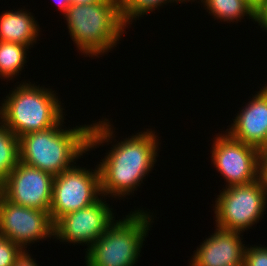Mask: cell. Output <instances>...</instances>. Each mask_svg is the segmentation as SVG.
<instances>
[{
    "instance_id": "obj_1",
    "label": "cell",
    "mask_w": 267,
    "mask_h": 266,
    "mask_svg": "<svg viewBox=\"0 0 267 266\" xmlns=\"http://www.w3.org/2000/svg\"><path fill=\"white\" fill-rule=\"evenodd\" d=\"M64 119L48 129L20 136L19 161L56 176L72 168L86 152L117 141L116 129L106 117L73 129L63 125Z\"/></svg>"
},
{
    "instance_id": "obj_2",
    "label": "cell",
    "mask_w": 267,
    "mask_h": 266,
    "mask_svg": "<svg viewBox=\"0 0 267 266\" xmlns=\"http://www.w3.org/2000/svg\"><path fill=\"white\" fill-rule=\"evenodd\" d=\"M155 133L154 129L146 128L116 144L113 142L111 150L97 164L102 196L120 200L138 190L159 156L161 143Z\"/></svg>"
},
{
    "instance_id": "obj_3",
    "label": "cell",
    "mask_w": 267,
    "mask_h": 266,
    "mask_svg": "<svg viewBox=\"0 0 267 266\" xmlns=\"http://www.w3.org/2000/svg\"><path fill=\"white\" fill-rule=\"evenodd\" d=\"M72 41L84 57L100 58L117 47L128 26L118 0L71 4L63 15ZM115 46V47H114Z\"/></svg>"
},
{
    "instance_id": "obj_4",
    "label": "cell",
    "mask_w": 267,
    "mask_h": 266,
    "mask_svg": "<svg viewBox=\"0 0 267 266\" xmlns=\"http://www.w3.org/2000/svg\"><path fill=\"white\" fill-rule=\"evenodd\" d=\"M18 83L0 103V121L18 138L53 127L65 118V109L54 90L31 84L30 80Z\"/></svg>"
},
{
    "instance_id": "obj_5",
    "label": "cell",
    "mask_w": 267,
    "mask_h": 266,
    "mask_svg": "<svg viewBox=\"0 0 267 266\" xmlns=\"http://www.w3.org/2000/svg\"><path fill=\"white\" fill-rule=\"evenodd\" d=\"M136 209L115 220L86 251V266L137 265L143 242L154 223V215L150 210Z\"/></svg>"
},
{
    "instance_id": "obj_6",
    "label": "cell",
    "mask_w": 267,
    "mask_h": 266,
    "mask_svg": "<svg viewBox=\"0 0 267 266\" xmlns=\"http://www.w3.org/2000/svg\"><path fill=\"white\" fill-rule=\"evenodd\" d=\"M222 190L213 205L215 227L244 233L266 214L267 191L262 176L251 183Z\"/></svg>"
},
{
    "instance_id": "obj_7",
    "label": "cell",
    "mask_w": 267,
    "mask_h": 266,
    "mask_svg": "<svg viewBox=\"0 0 267 266\" xmlns=\"http://www.w3.org/2000/svg\"><path fill=\"white\" fill-rule=\"evenodd\" d=\"M101 197L98 165L94 170L74 165L53 178L51 220L54 223L61 216L88 207Z\"/></svg>"
},
{
    "instance_id": "obj_8",
    "label": "cell",
    "mask_w": 267,
    "mask_h": 266,
    "mask_svg": "<svg viewBox=\"0 0 267 266\" xmlns=\"http://www.w3.org/2000/svg\"><path fill=\"white\" fill-rule=\"evenodd\" d=\"M210 149L211 164L223 177L225 187L248 184L261 177L263 153L259 149L233 139L224 131L216 134Z\"/></svg>"
},
{
    "instance_id": "obj_9",
    "label": "cell",
    "mask_w": 267,
    "mask_h": 266,
    "mask_svg": "<svg viewBox=\"0 0 267 266\" xmlns=\"http://www.w3.org/2000/svg\"><path fill=\"white\" fill-rule=\"evenodd\" d=\"M106 199L103 196L88 207L58 218L53 226V239L73 245L87 244L85 250L88 251L115 221L113 209L110 208L112 206Z\"/></svg>"
},
{
    "instance_id": "obj_10",
    "label": "cell",
    "mask_w": 267,
    "mask_h": 266,
    "mask_svg": "<svg viewBox=\"0 0 267 266\" xmlns=\"http://www.w3.org/2000/svg\"><path fill=\"white\" fill-rule=\"evenodd\" d=\"M53 226L49 211L17 205L0 194V236L22 250H27L30 244L51 239Z\"/></svg>"
},
{
    "instance_id": "obj_11",
    "label": "cell",
    "mask_w": 267,
    "mask_h": 266,
    "mask_svg": "<svg viewBox=\"0 0 267 266\" xmlns=\"http://www.w3.org/2000/svg\"><path fill=\"white\" fill-rule=\"evenodd\" d=\"M53 178L52 174L19 161L1 184V194L17 205L49 211Z\"/></svg>"
},
{
    "instance_id": "obj_12",
    "label": "cell",
    "mask_w": 267,
    "mask_h": 266,
    "mask_svg": "<svg viewBox=\"0 0 267 266\" xmlns=\"http://www.w3.org/2000/svg\"><path fill=\"white\" fill-rule=\"evenodd\" d=\"M248 100L225 132L263 153L267 149V83Z\"/></svg>"
},
{
    "instance_id": "obj_13",
    "label": "cell",
    "mask_w": 267,
    "mask_h": 266,
    "mask_svg": "<svg viewBox=\"0 0 267 266\" xmlns=\"http://www.w3.org/2000/svg\"><path fill=\"white\" fill-rule=\"evenodd\" d=\"M215 228L214 233L194 251L189 266H237L244 263L243 233Z\"/></svg>"
},
{
    "instance_id": "obj_14",
    "label": "cell",
    "mask_w": 267,
    "mask_h": 266,
    "mask_svg": "<svg viewBox=\"0 0 267 266\" xmlns=\"http://www.w3.org/2000/svg\"><path fill=\"white\" fill-rule=\"evenodd\" d=\"M25 9L6 10L0 15V41L15 42L32 47L37 42L40 26Z\"/></svg>"
},
{
    "instance_id": "obj_15",
    "label": "cell",
    "mask_w": 267,
    "mask_h": 266,
    "mask_svg": "<svg viewBox=\"0 0 267 266\" xmlns=\"http://www.w3.org/2000/svg\"><path fill=\"white\" fill-rule=\"evenodd\" d=\"M203 8L216 20L224 23L241 22L244 16L255 21V11L245 0H203Z\"/></svg>"
},
{
    "instance_id": "obj_16",
    "label": "cell",
    "mask_w": 267,
    "mask_h": 266,
    "mask_svg": "<svg viewBox=\"0 0 267 266\" xmlns=\"http://www.w3.org/2000/svg\"><path fill=\"white\" fill-rule=\"evenodd\" d=\"M29 49L31 48L19 43L0 41L1 79L8 82V80H13L21 75L24 65L28 62L26 59L28 58L27 51Z\"/></svg>"
},
{
    "instance_id": "obj_17",
    "label": "cell",
    "mask_w": 267,
    "mask_h": 266,
    "mask_svg": "<svg viewBox=\"0 0 267 266\" xmlns=\"http://www.w3.org/2000/svg\"><path fill=\"white\" fill-rule=\"evenodd\" d=\"M19 162V138L0 121V185Z\"/></svg>"
},
{
    "instance_id": "obj_18",
    "label": "cell",
    "mask_w": 267,
    "mask_h": 266,
    "mask_svg": "<svg viewBox=\"0 0 267 266\" xmlns=\"http://www.w3.org/2000/svg\"><path fill=\"white\" fill-rule=\"evenodd\" d=\"M176 3L175 0H121V15L127 26L132 25L134 20H139V17L159 10V7ZM157 8V9H156Z\"/></svg>"
},
{
    "instance_id": "obj_19",
    "label": "cell",
    "mask_w": 267,
    "mask_h": 266,
    "mask_svg": "<svg viewBox=\"0 0 267 266\" xmlns=\"http://www.w3.org/2000/svg\"><path fill=\"white\" fill-rule=\"evenodd\" d=\"M22 251L14 242L0 236V266H13Z\"/></svg>"
},
{
    "instance_id": "obj_20",
    "label": "cell",
    "mask_w": 267,
    "mask_h": 266,
    "mask_svg": "<svg viewBox=\"0 0 267 266\" xmlns=\"http://www.w3.org/2000/svg\"><path fill=\"white\" fill-rule=\"evenodd\" d=\"M245 266H267V246L246 245L244 252Z\"/></svg>"
},
{
    "instance_id": "obj_21",
    "label": "cell",
    "mask_w": 267,
    "mask_h": 266,
    "mask_svg": "<svg viewBox=\"0 0 267 266\" xmlns=\"http://www.w3.org/2000/svg\"><path fill=\"white\" fill-rule=\"evenodd\" d=\"M255 22L260 28H263L262 31L266 30L265 32H267V0H264V3L255 12Z\"/></svg>"
},
{
    "instance_id": "obj_22",
    "label": "cell",
    "mask_w": 267,
    "mask_h": 266,
    "mask_svg": "<svg viewBox=\"0 0 267 266\" xmlns=\"http://www.w3.org/2000/svg\"><path fill=\"white\" fill-rule=\"evenodd\" d=\"M30 250H23L21 254L16 258L13 266H38L35 259L29 254Z\"/></svg>"
},
{
    "instance_id": "obj_23",
    "label": "cell",
    "mask_w": 267,
    "mask_h": 266,
    "mask_svg": "<svg viewBox=\"0 0 267 266\" xmlns=\"http://www.w3.org/2000/svg\"><path fill=\"white\" fill-rule=\"evenodd\" d=\"M58 10L64 15L67 12L68 7L72 4V0H54Z\"/></svg>"
},
{
    "instance_id": "obj_24",
    "label": "cell",
    "mask_w": 267,
    "mask_h": 266,
    "mask_svg": "<svg viewBox=\"0 0 267 266\" xmlns=\"http://www.w3.org/2000/svg\"><path fill=\"white\" fill-rule=\"evenodd\" d=\"M250 7L256 12L257 9L264 3V0H245Z\"/></svg>"
},
{
    "instance_id": "obj_25",
    "label": "cell",
    "mask_w": 267,
    "mask_h": 266,
    "mask_svg": "<svg viewBox=\"0 0 267 266\" xmlns=\"http://www.w3.org/2000/svg\"><path fill=\"white\" fill-rule=\"evenodd\" d=\"M103 0H72V4L74 5H85V4H93L98 3Z\"/></svg>"
},
{
    "instance_id": "obj_26",
    "label": "cell",
    "mask_w": 267,
    "mask_h": 266,
    "mask_svg": "<svg viewBox=\"0 0 267 266\" xmlns=\"http://www.w3.org/2000/svg\"><path fill=\"white\" fill-rule=\"evenodd\" d=\"M261 176L265 182L266 185V191H267V164H262V172Z\"/></svg>"
},
{
    "instance_id": "obj_27",
    "label": "cell",
    "mask_w": 267,
    "mask_h": 266,
    "mask_svg": "<svg viewBox=\"0 0 267 266\" xmlns=\"http://www.w3.org/2000/svg\"><path fill=\"white\" fill-rule=\"evenodd\" d=\"M262 164H267V149L263 152Z\"/></svg>"
},
{
    "instance_id": "obj_28",
    "label": "cell",
    "mask_w": 267,
    "mask_h": 266,
    "mask_svg": "<svg viewBox=\"0 0 267 266\" xmlns=\"http://www.w3.org/2000/svg\"><path fill=\"white\" fill-rule=\"evenodd\" d=\"M176 1V3H183L184 2V4H185V2L187 1V2H189V1H191V2H194V1H197V0H175ZM199 1H201V2H199V3H202V1L203 0H199Z\"/></svg>"
},
{
    "instance_id": "obj_29",
    "label": "cell",
    "mask_w": 267,
    "mask_h": 266,
    "mask_svg": "<svg viewBox=\"0 0 267 266\" xmlns=\"http://www.w3.org/2000/svg\"><path fill=\"white\" fill-rule=\"evenodd\" d=\"M237 266H245V264H244V263H241V264H239V265H237Z\"/></svg>"
}]
</instances>
